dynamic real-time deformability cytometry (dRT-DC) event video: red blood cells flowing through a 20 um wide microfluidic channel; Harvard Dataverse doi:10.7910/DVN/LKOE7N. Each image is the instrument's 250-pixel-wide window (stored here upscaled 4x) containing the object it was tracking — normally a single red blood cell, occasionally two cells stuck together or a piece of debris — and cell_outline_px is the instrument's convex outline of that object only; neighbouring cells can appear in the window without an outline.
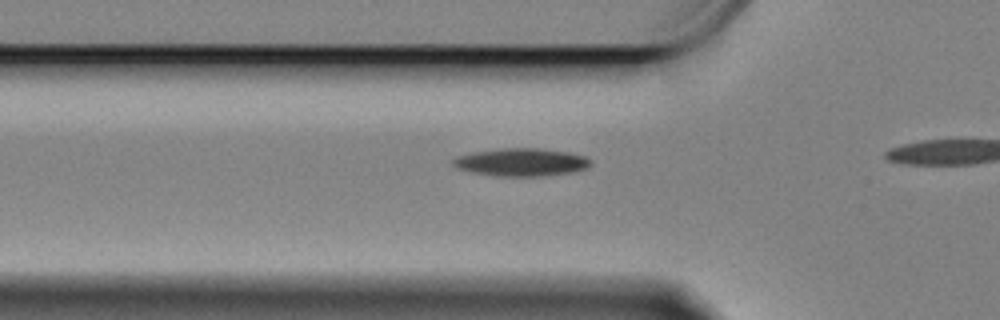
{"species": "Egyptian fruit bat (a non-hibernating species)", "species_latin": "Rousettus aegyptiacus", "temperature_condition": "cold", "stored_images_in_passage": 15, "camera_frame_rate_fps": 3000, "um_per_image_px": 0.085, "animal": {"sex": "female"}, "frame": {"image": 1, "passage_image": 9, "time_ms": 2.667, "image_size_px": [1000, 320], "cell_outline_px": [[592, 164], [588, 168], [572, 172], [544, 176], [500, 176], [472, 172], [460, 168], [452, 164], [452, 160], [456, 156], [472, 152], [504, 148], [536, 148], [568, 152], [584, 156], [592, 160]], "centroid_in_image_um": [44.34, 13.78], "position_along_channel_um": 81.5, "area_um2": 22.25}}
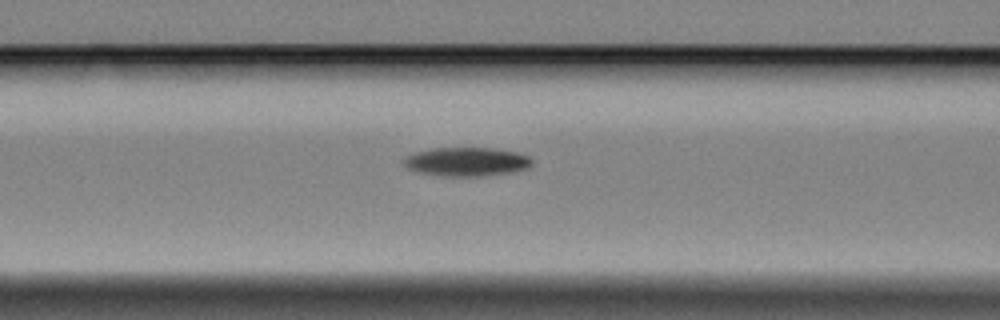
{"frame": {"image": 2, "passage_image": 13, "time_ms": 4.0, "image_size_px": [1000, 320], "cell_outline_px": [[532, 164], [528, 168], [508, 172], [480, 176], [444, 176], [420, 172], [408, 168], [404, 164], [404, 160], [408, 156], [416, 152], [432, 148], [492, 148], [516, 152], [528, 156], [532, 160]], "centroid_in_image_um": [39.67, 13.74], "position_along_channel_um": 126.9, "area_um2": 21.15}}